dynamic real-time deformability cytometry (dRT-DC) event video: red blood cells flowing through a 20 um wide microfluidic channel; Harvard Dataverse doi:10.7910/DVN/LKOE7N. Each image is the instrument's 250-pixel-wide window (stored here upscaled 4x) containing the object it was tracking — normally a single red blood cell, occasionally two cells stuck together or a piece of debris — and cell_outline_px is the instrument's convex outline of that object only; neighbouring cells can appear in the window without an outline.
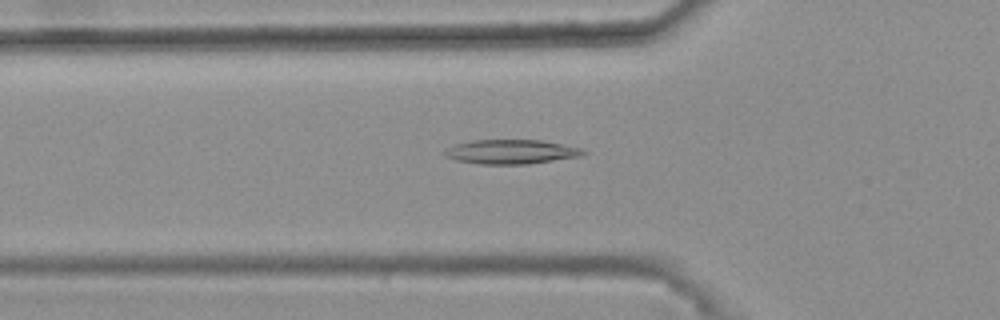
{"species": "common noctule bat (a hibernating species)", "species_latin": "Nyctalus noctula", "temperature_condition": "warm", "stored_images_in_passage": 29, "camera_frame_rate_fps": 3000, "um_per_image_px": 0.085, "animal": {"sex": "female", "body_mass_g": 25.1}, "frame": {"image": 1, "passage_image": 4, "time_ms": 1.0, "image_size_px": [1000, 320], "cell_outline_px": [[588, 152], [580, 156], [528, 164], [480, 164], [456, 160], [444, 156], [440, 152], [456, 144], [472, 140], [540, 140], [580, 148]], "centroid_in_image_um": [43.39, 12.9], "position_along_channel_um": 82.4, "area_um2": 19.54}}
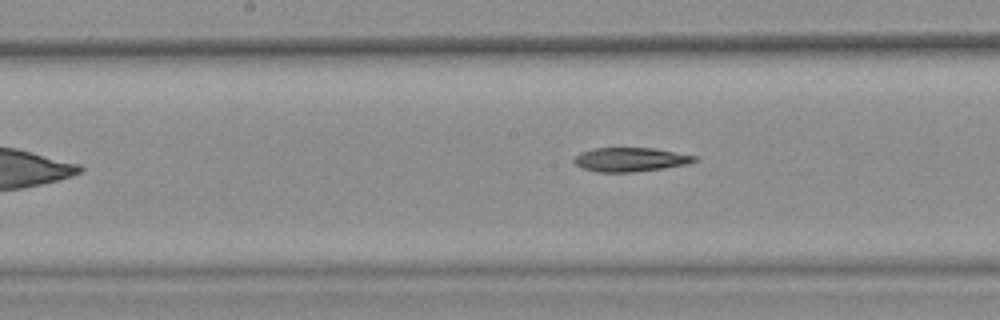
{"frame": {"image": 2, "passage_image": 13, "time_ms": 4.0, "image_size_px": [1000, 320], "cell_outline_px": [[700, 160], [688, 164], [664, 168], [632, 172], [596, 172], [584, 168], [576, 164], [572, 160], [580, 152], [592, 148], [652, 148], [696, 156]], "centroid_in_image_um": [53.58, 13.56], "position_along_channel_um": 194.6, "area_um2": 16.82}}
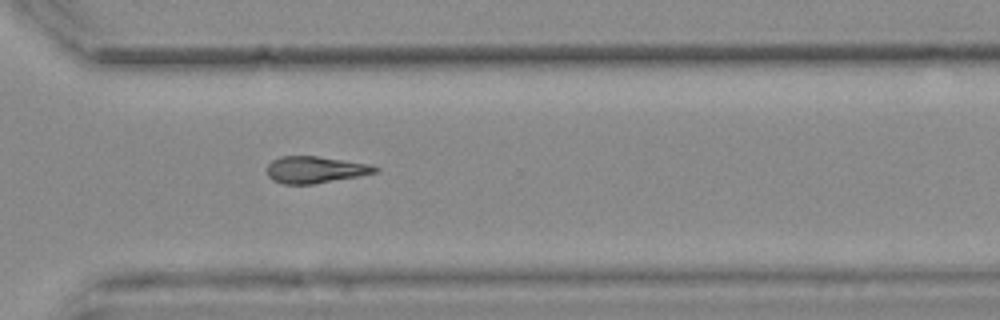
{"frame": {"image": 3, "passage_image": 25, "time_ms": 8.0, "image_size_px": [1000, 320], "cell_outline_px": [[380, 172], [360, 176], [312, 184], [284, 184], [272, 180], [268, 176], [268, 164], [272, 160], [280, 156], [316, 156], [372, 164], [380, 168]], "centroid_in_image_um": [26.84, 14.42], "position_along_channel_um": 343.8, "area_um2": 16.99}}